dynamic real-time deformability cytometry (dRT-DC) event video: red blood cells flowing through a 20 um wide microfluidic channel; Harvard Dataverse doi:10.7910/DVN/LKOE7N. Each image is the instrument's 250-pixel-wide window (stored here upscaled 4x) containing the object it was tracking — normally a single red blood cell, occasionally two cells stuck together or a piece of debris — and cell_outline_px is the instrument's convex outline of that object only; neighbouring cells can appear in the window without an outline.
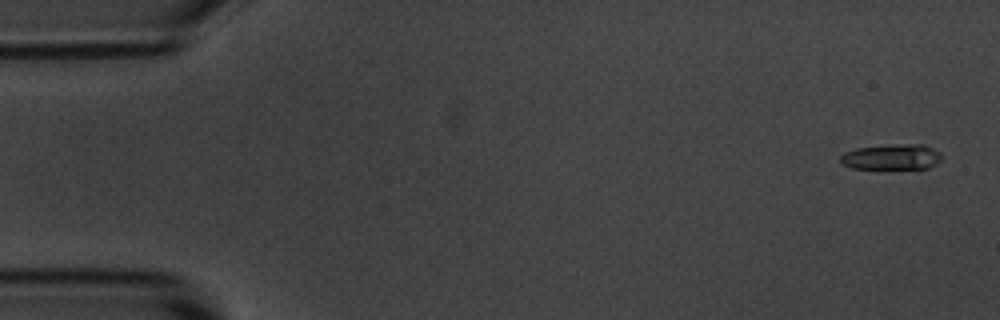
{"species": "common noctule bat (a hibernating species)", "species_latin": "Nyctalus noctula", "temperature_condition": "room temperature", "stored_images_in_passage": 4, "camera_frame_rate_fps": 3000, "um_per_image_px": 0.085, "animal": {"sex": "male", "body_mass_g": 20.1, "forearm_length_mm": 53.5}, "frame": {"image": 1, "passage_image": 1, "time_ms": 0.0, "image_size_px": [1000, 320], "cell_outline_px": [[940, 160], [936, 164], [928, 168], [852, 168], [840, 164], [840, 156], [844, 152], [856, 148], [892, 144], [924, 144], [940, 152]], "centroid_in_image_um": [75.77, 13.33], "position_along_channel_um": 9.2, "area_um2": 15.09}}
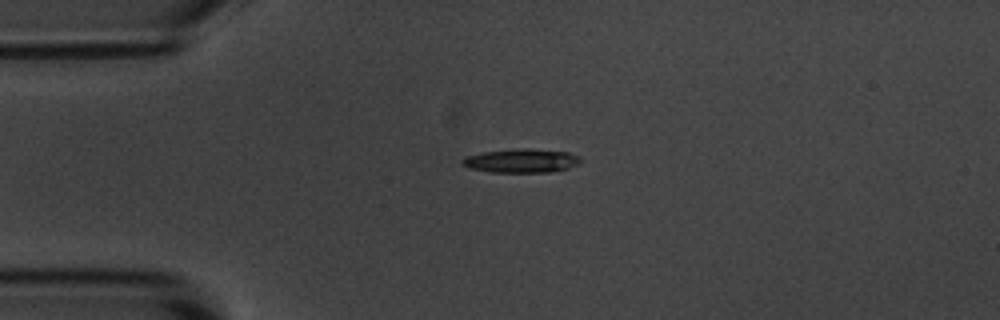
{"frame": {"image": 2, "passage_image": 4, "time_ms": 3.667, "image_size_px": [1000, 320], "cell_outline_px": [[580, 160], [576, 164], [568, 168], [552, 172], [492, 172], [468, 168], [460, 164], [460, 160], [464, 156], [484, 152], [524, 148], [528, 148], [568, 152], [580, 156]], "centroid_in_image_um": [44.26, 13.66], "position_along_channel_um": 40.7, "area_um2": 16.42}}